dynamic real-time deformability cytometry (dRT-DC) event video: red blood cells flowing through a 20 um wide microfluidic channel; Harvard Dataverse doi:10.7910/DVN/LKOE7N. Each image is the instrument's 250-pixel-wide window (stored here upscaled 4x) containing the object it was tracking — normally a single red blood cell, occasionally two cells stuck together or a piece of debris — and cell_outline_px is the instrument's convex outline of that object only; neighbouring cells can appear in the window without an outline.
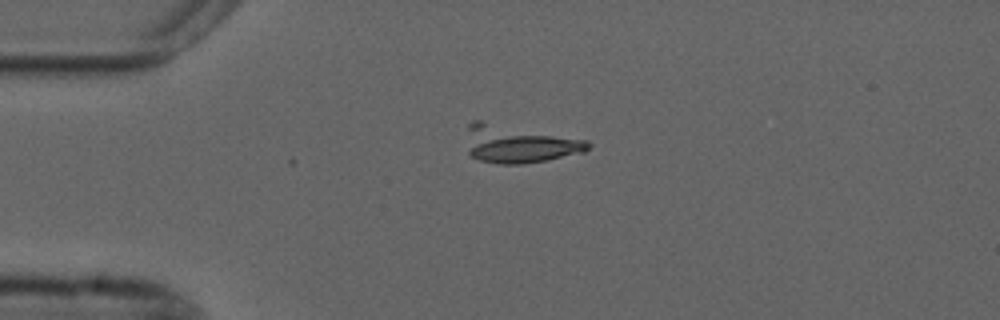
{"species": "common noctule bat (a hibernating species)", "species_latin": "Nyctalus noctula", "temperature_condition": "cold", "stored_images_in_passage": 5, "camera_frame_rate_fps": 3000, "um_per_image_px": 0.085, "animal": {"sex": "male", "forearm_length_mm": 52.5}, "frame": {"image": 1, "passage_image": 1, "time_ms": 0.0, "image_size_px": [1000, 320], "cell_outline_px": [[592, 144], [584, 152], [548, 160], [520, 164], [500, 164], [480, 160], [472, 156], [468, 152], [468, 124], [472, 120], [480, 120], [588, 140]], "centroid_in_image_um": [44.1, 12.24], "position_along_channel_um": 40.9, "area_um2": 26.59}}